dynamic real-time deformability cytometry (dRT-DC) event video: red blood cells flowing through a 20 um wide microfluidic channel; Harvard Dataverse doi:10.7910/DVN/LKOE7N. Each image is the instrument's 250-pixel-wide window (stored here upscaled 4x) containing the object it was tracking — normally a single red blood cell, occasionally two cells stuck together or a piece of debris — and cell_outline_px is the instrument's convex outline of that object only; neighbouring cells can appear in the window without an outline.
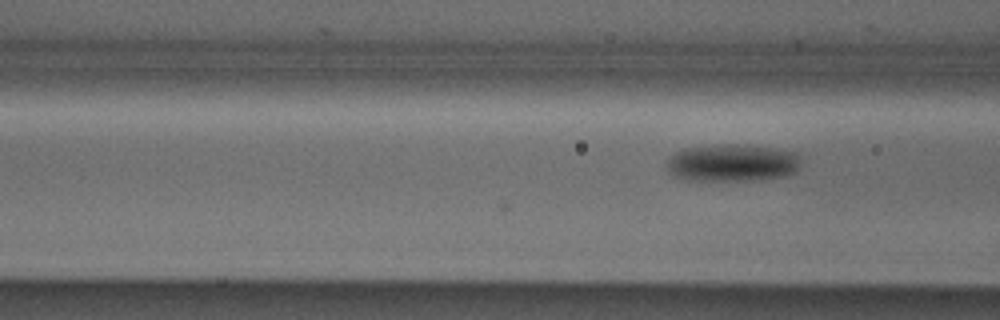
{"species": "Egyptian fruit bat (a non-hibernating species)", "species_latin": "Rousettus aegyptiacus", "temperature_condition": "cold", "stored_images_in_passage": 5, "camera_frame_rate_fps": 3000, "um_per_image_px": 0.085, "animal": {"sex": "male"}, "frame": {"image": 1, "passage_image": 5, "time_ms": 1.333, "image_size_px": [1000, 320], "cell_outline_px": [[800, 164], [796, 172], [780, 176], [740, 180], [696, 180], [676, 176], [668, 168], [668, 160], [676, 152], [688, 148], [720, 144], [744, 144], [776, 148], [796, 152], [800, 156]], "centroid_in_image_um": [62.31, 13.81], "position_along_channel_um": 104.3, "area_um2": 28.67}}